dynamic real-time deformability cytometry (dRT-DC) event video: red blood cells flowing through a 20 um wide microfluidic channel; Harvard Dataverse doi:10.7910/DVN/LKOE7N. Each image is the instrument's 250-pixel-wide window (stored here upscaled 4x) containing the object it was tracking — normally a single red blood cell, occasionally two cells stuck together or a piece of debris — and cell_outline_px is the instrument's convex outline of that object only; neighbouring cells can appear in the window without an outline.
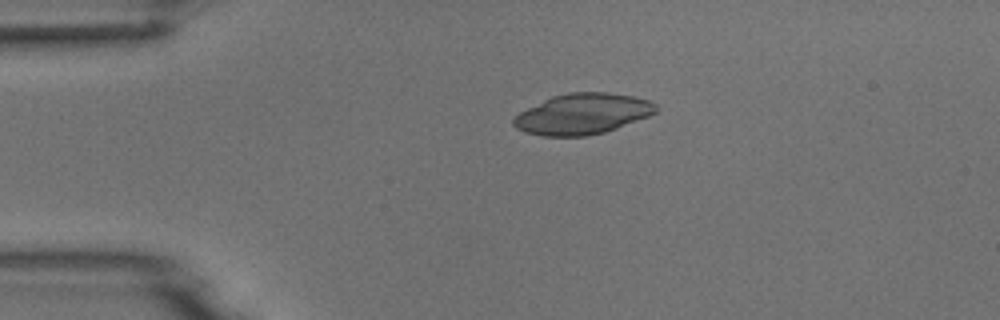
{"species": "common noctule bat (a hibernating species)", "species_latin": "Nyctalus noctula", "temperature_condition": "room temperature", "stored_images_in_passage": 5, "camera_frame_rate_fps": 3000, "um_per_image_px": 0.085, "animal": {"sex": "male", "body_mass_g": 18.8}, "frame": {"image": 1, "passage_image": 4, "time_ms": 3.333, "image_size_px": [1000, 320], "cell_outline_px": [[660, 108], [656, 112], [648, 116], [616, 128], [604, 132], [588, 136], [544, 136], [524, 132], [516, 128], [512, 124], [512, 120], [520, 112], [552, 96], [568, 92], [608, 92], [632, 96], [648, 100], [656, 104]], "centroid_in_image_um": [49.52, 9.68], "position_along_channel_um": 35.5, "area_um2": 33.7}}